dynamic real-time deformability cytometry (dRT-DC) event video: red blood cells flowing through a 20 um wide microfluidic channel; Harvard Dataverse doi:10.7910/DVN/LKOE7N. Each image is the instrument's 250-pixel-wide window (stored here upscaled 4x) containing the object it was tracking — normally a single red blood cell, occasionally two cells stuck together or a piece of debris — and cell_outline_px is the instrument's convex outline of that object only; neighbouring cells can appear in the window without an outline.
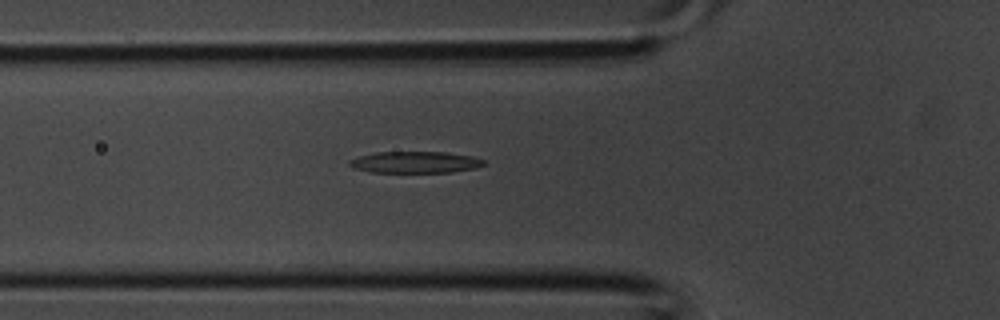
{"species": "common noctule bat (a hibernating species)", "species_latin": "Nyctalus noctula", "temperature_condition": "room temperature", "stored_images_in_passage": 33, "camera_frame_rate_fps": 3000, "um_per_image_px": 0.085, "animal": {"sex": "male", "body_mass_g": 20.1, "forearm_length_mm": 53.5}, "frame": {"image": 1, "passage_image": 8, "time_ms": 2.333, "image_size_px": [1000, 320], "cell_outline_px": [[484, 164], [476, 168], [452, 172], [372, 172], [352, 168], [348, 164], [348, 160], [360, 156], [376, 152], [444, 152], [472, 156], [484, 160]], "centroid_in_image_um": [35.26, 13.79], "position_along_channel_um": 90.5, "area_um2": 16.82}}
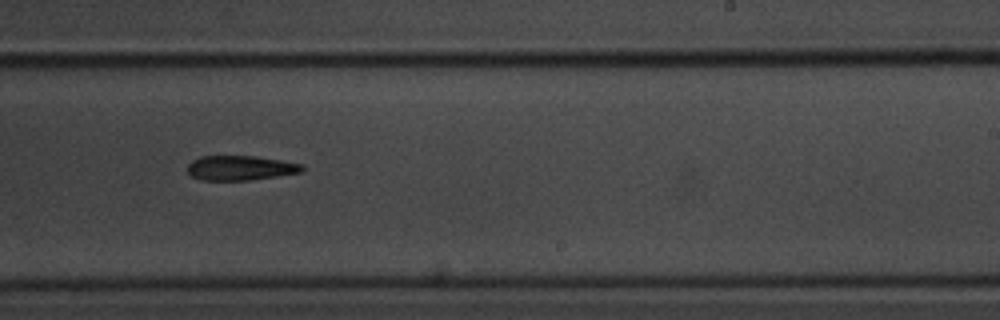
{"frame": {"image": 2, "passage_image": 18, "time_ms": 5.667, "image_size_px": [1000, 320], "cell_outline_px": [[304, 168], [300, 172], [276, 176], [248, 180], [200, 180], [192, 176], [188, 172], [188, 164], [192, 160], [200, 156], [256, 156], [304, 164]], "centroid_in_image_um": [20.41, 14.27], "position_along_channel_um": 268.6, "area_um2": 16.42}}
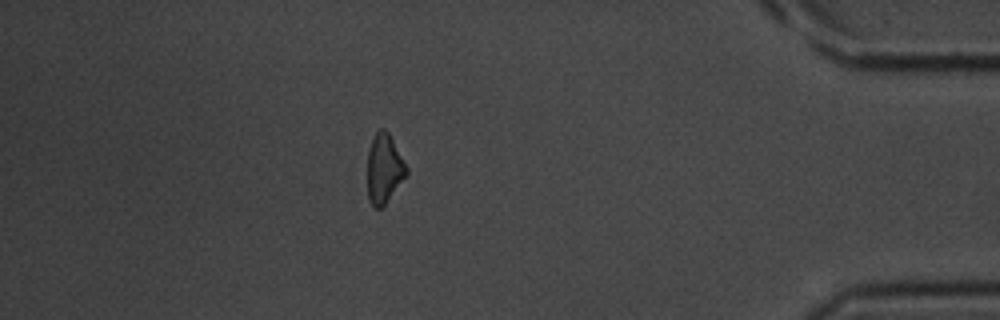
{"frame": {"image": 3, "passage_image": 28, "time_ms": 9.0, "image_size_px": [1000, 320], "cell_outline_px": [[408, 172], [384, 204], [380, 208], [372, 208], [368, 200], [368, 152], [372, 140], [376, 132], [380, 128], [384, 128], [388, 132], [408, 168]], "centroid_in_image_um": [32.63, 14.33], "position_along_channel_um": 402.6, "area_um2": 15.43}}